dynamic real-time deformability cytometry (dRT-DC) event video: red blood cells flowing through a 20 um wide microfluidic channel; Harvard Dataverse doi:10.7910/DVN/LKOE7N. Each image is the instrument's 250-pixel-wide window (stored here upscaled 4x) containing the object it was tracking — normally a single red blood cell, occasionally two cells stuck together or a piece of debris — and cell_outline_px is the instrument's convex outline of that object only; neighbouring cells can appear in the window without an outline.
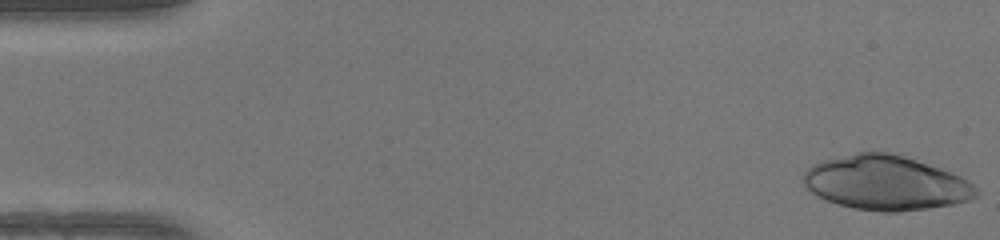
{"species": "human", "species_latin": "Homo sapiens", "temperature_condition": "warm", "stored_images_in_passage": 18, "camera_frame_rate_fps": 3000, "um_per_image_px": 0.085, "donor": {"sex": "female"}, "frame": {"image": 1, "passage_image": 1, "time_ms": 0.0, "image_size_px": [1000, 240], "cell_outline_px": [[980, 196], [972, 200], [952, 204], [928, 208], [900, 212], [884, 212], [852, 208], [828, 200], [812, 192], [800, 180], [804, 172], [812, 164], [820, 160], [872, 148], [904, 156], [952, 172], [968, 180], [980, 192]], "centroid_in_image_um": [75.3, 15.51], "position_along_channel_um": 9.7, "area_um2": 55.55}}
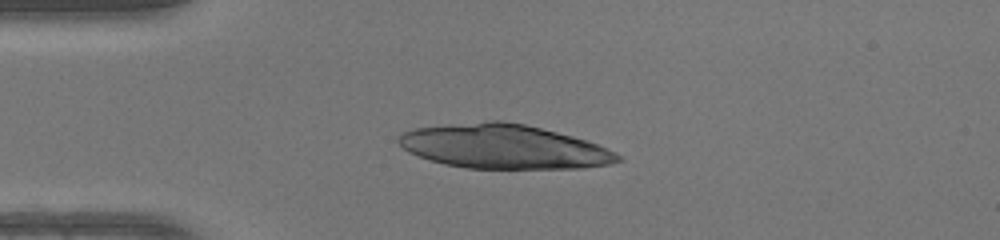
{"frame": {"image": 2, "passage_image": 12, "time_ms": 3.667, "image_size_px": [1000, 240], "cell_outline_px": [[624, 160], [612, 164], [584, 168], [464, 168], [444, 164], [408, 152], [396, 140], [400, 132], [412, 128], [492, 120], [500, 120], [524, 124], [572, 136], [608, 148], [616, 152]], "centroid_in_image_um": [42.81, 12.46], "position_along_channel_um": 42.2, "area_um2": 56.36}}